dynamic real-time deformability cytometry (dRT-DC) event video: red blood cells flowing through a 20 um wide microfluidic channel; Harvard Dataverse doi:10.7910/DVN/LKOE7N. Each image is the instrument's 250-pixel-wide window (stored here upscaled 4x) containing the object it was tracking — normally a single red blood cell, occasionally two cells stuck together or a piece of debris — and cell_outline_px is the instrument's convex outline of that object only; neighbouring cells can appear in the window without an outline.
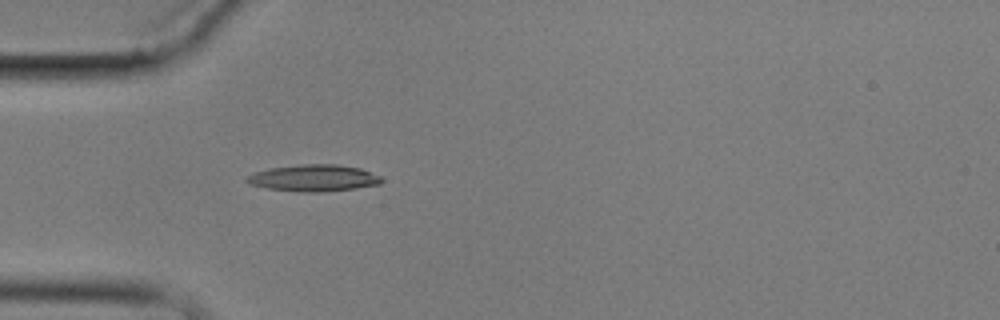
{"species": "common noctule bat (a hibernating species)", "species_latin": "Nyctalus noctula", "temperature_condition": "cold", "stored_images_in_passage": 4, "camera_frame_rate_fps": 3000, "um_per_image_px": 0.085, "animal": {"sex": "male", "body_mass_g": 17.9}, "frame": {"image": 1, "passage_image": 4, "time_ms": 3.333, "image_size_px": [1000, 320], "cell_outline_px": [[384, 180], [380, 184], [356, 188], [320, 192], [300, 192], [268, 188], [248, 184], [244, 180], [244, 176], [268, 168], [300, 164], [336, 164], [360, 168], [380, 176]], "centroid_in_image_um": [26.63, 15.13], "position_along_channel_um": 58.4, "area_um2": 21.1}}